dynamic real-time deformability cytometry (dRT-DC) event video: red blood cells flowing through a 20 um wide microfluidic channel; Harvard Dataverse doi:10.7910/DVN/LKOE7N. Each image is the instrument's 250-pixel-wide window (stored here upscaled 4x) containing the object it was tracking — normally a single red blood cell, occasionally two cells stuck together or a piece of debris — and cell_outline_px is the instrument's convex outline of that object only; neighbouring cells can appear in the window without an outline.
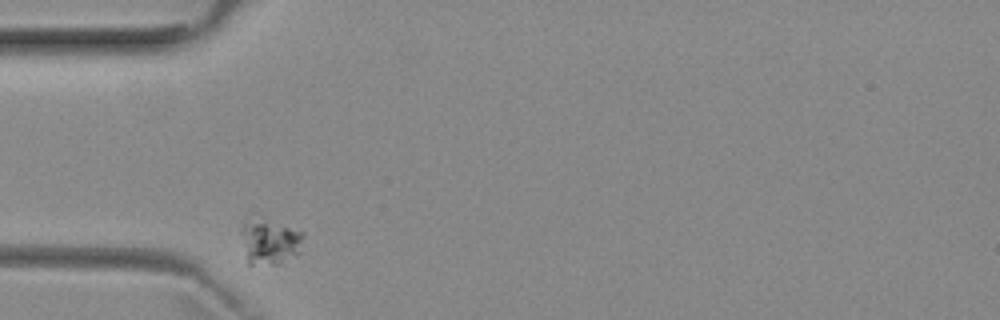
{"species": "common noctule bat (a hibernating species)", "species_latin": "Nyctalus noctula", "temperature_condition": "room temperature", "stored_images_in_passage": 2, "camera_frame_rate_fps": 3000, "um_per_image_px": 0.085, "animal": {"sex": "female", "body_mass_g": 29.2, "forearm_length_mm": 56.3}, "frame": {"image": 1, "passage_image": 1, "time_ms": 0.0, "image_size_px": [1000, 320], "cell_outline_px": [[304, 236], [300, 252], [296, 256], [280, 264], [248, 264], [240, 232], [240, 228], [244, 216], [304, 232]], "centroid_in_image_um": [22.9, 20.57], "position_along_channel_um": 62.1, "area_um2": 16.3}}